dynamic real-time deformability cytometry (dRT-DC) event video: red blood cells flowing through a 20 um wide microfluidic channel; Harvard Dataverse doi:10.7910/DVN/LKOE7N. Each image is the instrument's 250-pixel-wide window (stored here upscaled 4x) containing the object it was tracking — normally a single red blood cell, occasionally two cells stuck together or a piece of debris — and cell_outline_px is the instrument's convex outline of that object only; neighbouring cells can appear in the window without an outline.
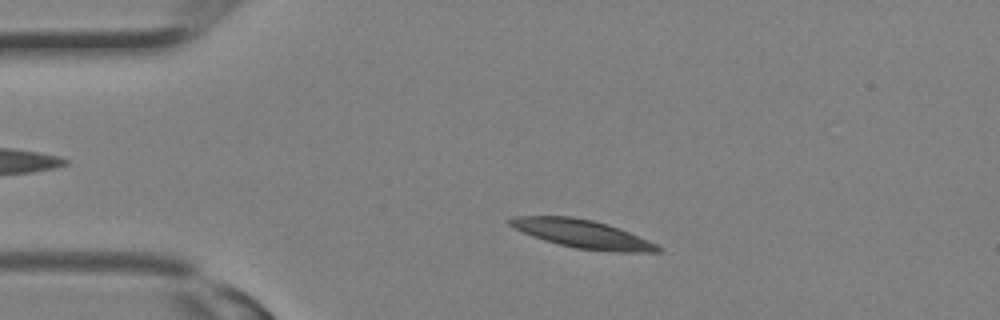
{"species": "Egyptian fruit bat (a non-hibernating species)", "species_latin": "Rousettus aegyptiacus", "temperature_condition": "room temperature", "stored_images_in_passage": 9, "camera_frame_rate_fps": 3000, "um_per_image_px": 0.085, "animal": {"sex": "female"}, "frame": {"image": 1, "passage_image": 3, "time_ms": 0.667, "image_size_px": [1000, 320], "cell_outline_px": [[660, 252], [616, 252], [576, 248], [544, 240], [532, 236], [508, 224], [508, 220], [512, 216], [572, 216], [592, 220], [608, 224], [648, 240], [656, 244], [660, 248]], "centroid_in_image_um": [49.49, 19.87], "position_along_channel_um": 35.5, "area_um2": 24.04}}
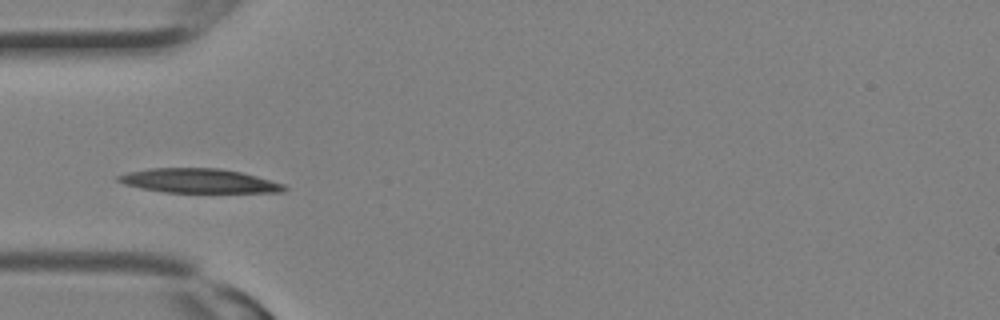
{"frame": {"image": 2, "passage_image": 6, "time_ms": 1.667, "image_size_px": [1000, 320], "cell_outline_px": [[288, 188], [284, 192], [164, 192], [140, 188], [124, 184], [116, 180], [116, 176], [128, 172], [148, 168], [220, 168], [240, 172], [256, 176], [284, 184]], "centroid_in_image_um": [16.87, 15.37], "position_along_channel_um": 68.1, "area_um2": 23.41}}
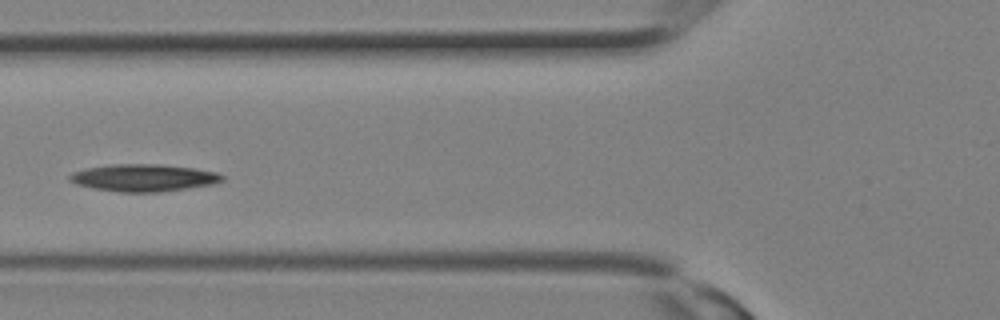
{"frame": {"image": 3, "passage_image": 8, "time_ms": 2.333, "image_size_px": [1000, 320], "cell_outline_px": [[224, 180], [212, 184], [160, 192], [120, 192], [92, 188], [76, 184], [68, 180], [68, 176], [72, 172], [88, 168], [112, 164], [160, 164], [192, 168], [216, 172], [224, 176]], "centroid_in_image_um": [12.18, 15.11], "position_along_channel_um": 113.6, "area_um2": 24.1}}